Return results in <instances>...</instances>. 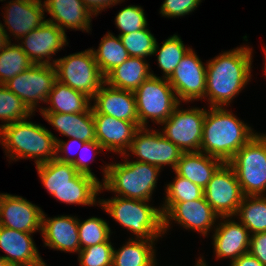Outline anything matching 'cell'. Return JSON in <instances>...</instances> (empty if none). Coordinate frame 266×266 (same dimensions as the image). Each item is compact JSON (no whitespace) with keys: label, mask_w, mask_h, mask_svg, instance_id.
Wrapping results in <instances>:
<instances>
[{"label":"cell","mask_w":266,"mask_h":266,"mask_svg":"<svg viewBox=\"0 0 266 266\" xmlns=\"http://www.w3.org/2000/svg\"><path fill=\"white\" fill-rule=\"evenodd\" d=\"M253 49L240 45L220 52L206 64L207 107H231L237 95L251 82Z\"/></svg>","instance_id":"cell-1"},{"label":"cell","mask_w":266,"mask_h":266,"mask_svg":"<svg viewBox=\"0 0 266 266\" xmlns=\"http://www.w3.org/2000/svg\"><path fill=\"white\" fill-rule=\"evenodd\" d=\"M258 132L227 107H209L203 122L200 152L228 163Z\"/></svg>","instance_id":"cell-2"},{"label":"cell","mask_w":266,"mask_h":266,"mask_svg":"<svg viewBox=\"0 0 266 266\" xmlns=\"http://www.w3.org/2000/svg\"><path fill=\"white\" fill-rule=\"evenodd\" d=\"M33 115L0 128V145L9 163L34 159L39 165L56 158L59 137L42 124L30 121Z\"/></svg>","instance_id":"cell-3"},{"label":"cell","mask_w":266,"mask_h":266,"mask_svg":"<svg viewBox=\"0 0 266 266\" xmlns=\"http://www.w3.org/2000/svg\"><path fill=\"white\" fill-rule=\"evenodd\" d=\"M121 156L123 161L102 166L100 194L107 190L115 193L114 196L151 201L162 170L154 165L132 160L134 158L130 160L125 154Z\"/></svg>","instance_id":"cell-4"},{"label":"cell","mask_w":266,"mask_h":266,"mask_svg":"<svg viewBox=\"0 0 266 266\" xmlns=\"http://www.w3.org/2000/svg\"><path fill=\"white\" fill-rule=\"evenodd\" d=\"M150 202L113 196L110 199L99 198L98 206L133 234L129 239L135 237V239L158 241L164 237L163 215L160 205L154 207Z\"/></svg>","instance_id":"cell-5"},{"label":"cell","mask_w":266,"mask_h":266,"mask_svg":"<svg viewBox=\"0 0 266 266\" xmlns=\"http://www.w3.org/2000/svg\"><path fill=\"white\" fill-rule=\"evenodd\" d=\"M228 164L244 196H266V133L255 134Z\"/></svg>","instance_id":"cell-6"},{"label":"cell","mask_w":266,"mask_h":266,"mask_svg":"<svg viewBox=\"0 0 266 266\" xmlns=\"http://www.w3.org/2000/svg\"><path fill=\"white\" fill-rule=\"evenodd\" d=\"M139 127H148L149 119L158 125L167 120L179 104L168 79L158 77L151 70V76L135 91Z\"/></svg>","instance_id":"cell-7"},{"label":"cell","mask_w":266,"mask_h":266,"mask_svg":"<svg viewBox=\"0 0 266 266\" xmlns=\"http://www.w3.org/2000/svg\"><path fill=\"white\" fill-rule=\"evenodd\" d=\"M54 67L57 81L83 93L91 100L105 82L91 47L57 58Z\"/></svg>","instance_id":"cell-8"},{"label":"cell","mask_w":266,"mask_h":266,"mask_svg":"<svg viewBox=\"0 0 266 266\" xmlns=\"http://www.w3.org/2000/svg\"><path fill=\"white\" fill-rule=\"evenodd\" d=\"M182 153L159 129L140 127L125 155L129 158L135 156V161L154 165L161 170L167 165L174 171Z\"/></svg>","instance_id":"cell-9"},{"label":"cell","mask_w":266,"mask_h":266,"mask_svg":"<svg viewBox=\"0 0 266 266\" xmlns=\"http://www.w3.org/2000/svg\"><path fill=\"white\" fill-rule=\"evenodd\" d=\"M56 81L54 65L33 64L4 86L18 96L32 113H36L42 110L43 106L39 104L46 103Z\"/></svg>","instance_id":"cell-10"},{"label":"cell","mask_w":266,"mask_h":266,"mask_svg":"<svg viewBox=\"0 0 266 266\" xmlns=\"http://www.w3.org/2000/svg\"><path fill=\"white\" fill-rule=\"evenodd\" d=\"M179 103L161 126L162 134L183 152H199L206 108L184 109Z\"/></svg>","instance_id":"cell-11"},{"label":"cell","mask_w":266,"mask_h":266,"mask_svg":"<svg viewBox=\"0 0 266 266\" xmlns=\"http://www.w3.org/2000/svg\"><path fill=\"white\" fill-rule=\"evenodd\" d=\"M219 220V215L212 209L205 197L193 201L175 203L163 215L164 236L171 229L174 222L183 229L199 233L208 237ZM172 221V222H171Z\"/></svg>","instance_id":"cell-12"},{"label":"cell","mask_w":266,"mask_h":266,"mask_svg":"<svg viewBox=\"0 0 266 266\" xmlns=\"http://www.w3.org/2000/svg\"><path fill=\"white\" fill-rule=\"evenodd\" d=\"M205 200L219 217L235 216L244 197L233 168L223 163L204 189Z\"/></svg>","instance_id":"cell-13"},{"label":"cell","mask_w":266,"mask_h":266,"mask_svg":"<svg viewBox=\"0 0 266 266\" xmlns=\"http://www.w3.org/2000/svg\"><path fill=\"white\" fill-rule=\"evenodd\" d=\"M206 66L192 48L181 59L168 78L179 103H189L205 98Z\"/></svg>","instance_id":"cell-14"},{"label":"cell","mask_w":266,"mask_h":266,"mask_svg":"<svg viewBox=\"0 0 266 266\" xmlns=\"http://www.w3.org/2000/svg\"><path fill=\"white\" fill-rule=\"evenodd\" d=\"M17 44L34 64L54 65L57 59L52 57L69 43L64 31L57 25L45 21L18 40Z\"/></svg>","instance_id":"cell-15"},{"label":"cell","mask_w":266,"mask_h":266,"mask_svg":"<svg viewBox=\"0 0 266 266\" xmlns=\"http://www.w3.org/2000/svg\"><path fill=\"white\" fill-rule=\"evenodd\" d=\"M3 1L6 0H0V2ZM4 5L6 6H4L5 13L2 11L4 23L1 22V24L10 42L11 37H14L18 42L46 21L42 0H8Z\"/></svg>","instance_id":"cell-16"},{"label":"cell","mask_w":266,"mask_h":266,"mask_svg":"<svg viewBox=\"0 0 266 266\" xmlns=\"http://www.w3.org/2000/svg\"><path fill=\"white\" fill-rule=\"evenodd\" d=\"M41 207L19 195L0 193V226L41 234Z\"/></svg>","instance_id":"cell-17"},{"label":"cell","mask_w":266,"mask_h":266,"mask_svg":"<svg viewBox=\"0 0 266 266\" xmlns=\"http://www.w3.org/2000/svg\"><path fill=\"white\" fill-rule=\"evenodd\" d=\"M234 216L219 217L212 232L213 253L217 260L229 258L230 263L249 252V230Z\"/></svg>","instance_id":"cell-18"},{"label":"cell","mask_w":266,"mask_h":266,"mask_svg":"<svg viewBox=\"0 0 266 266\" xmlns=\"http://www.w3.org/2000/svg\"><path fill=\"white\" fill-rule=\"evenodd\" d=\"M96 141L107 152L124 155L129 150L135 132L140 128L135 122L99 114L92 108Z\"/></svg>","instance_id":"cell-19"},{"label":"cell","mask_w":266,"mask_h":266,"mask_svg":"<svg viewBox=\"0 0 266 266\" xmlns=\"http://www.w3.org/2000/svg\"><path fill=\"white\" fill-rule=\"evenodd\" d=\"M41 236L44 246L54 251L76 253L80 251L78 216L47 217L42 213Z\"/></svg>","instance_id":"cell-20"},{"label":"cell","mask_w":266,"mask_h":266,"mask_svg":"<svg viewBox=\"0 0 266 266\" xmlns=\"http://www.w3.org/2000/svg\"><path fill=\"white\" fill-rule=\"evenodd\" d=\"M33 234L0 226V249L6 255H1L14 266L47 265L40 256L33 239Z\"/></svg>","instance_id":"cell-21"},{"label":"cell","mask_w":266,"mask_h":266,"mask_svg":"<svg viewBox=\"0 0 266 266\" xmlns=\"http://www.w3.org/2000/svg\"><path fill=\"white\" fill-rule=\"evenodd\" d=\"M46 21L57 25L65 33L67 29L90 33L92 19L96 17L82 0H44Z\"/></svg>","instance_id":"cell-22"},{"label":"cell","mask_w":266,"mask_h":266,"mask_svg":"<svg viewBox=\"0 0 266 266\" xmlns=\"http://www.w3.org/2000/svg\"><path fill=\"white\" fill-rule=\"evenodd\" d=\"M91 101H93L92 108L97 113L135 122L139 126L133 91L115 88L104 82Z\"/></svg>","instance_id":"cell-23"},{"label":"cell","mask_w":266,"mask_h":266,"mask_svg":"<svg viewBox=\"0 0 266 266\" xmlns=\"http://www.w3.org/2000/svg\"><path fill=\"white\" fill-rule=\"evenodd\" d=\"M62 136L82 142L96 141L92 106L84 113H40Z\"/></svg>","instance_id":"cell-24"},{"label":"cell","mask_w":266,"mask_h":266,"mask_svg":"<svg viewBox=\"0 0 266 266\" xmlns=\"http://www.w3.org/2000/svg\"><path fill=\"white\" fill-rule=\"evenodd\" d=\"M223 164L203 152H183L173 172L205 189L212 175Z\"/></svg>","instance_id":"cell-25"},{"label":"cell","mask_w":266,"mask_h":266,"mask_svg":"<svg viewBox=\"0 0 266 266\" xmlns=\"http://www.w3.org/2000/svg\"><path fill=\"white\" fill-rule=\"evenodd\" d=\"M101 182L89 175L78 173L65 187L52 196L61 203L71 205H99Z\"/></svg>","instance_id":"cell-26"},{"label":"cell","mask_w":266,"mask_h":266,"mask_svg":"<svg viewBox=\"0 0 266 266\" xmlns=\"http://www.w3.org/2000/svg\"><path fill=\"white\" fill-rule=\"evenodd\" d=\"M151 67L144 58L130 56L105 76V83L122 90L135 91L151 76Z\"/></svg>","instance_id":"cell-27"},{"label":"cell","mask_w":266,"mask_h":266,"mask_svg":"<svg viewBox=\"0 0 266 266\" xmlns=\"http://www.w3.org/2000/svg\"><path fill=\"white\" fill-rule=\"evenodd\" d=\"M46 104L49 106H44L40 113L71 114L86 112L92 106V101L83 93L56 81Z\"/></svg>","instance_id":"cell-28"},{"label":"cell","mask_w":266,"mask_h":266,"mask_svg":"<svg viewBox=\"0 0 266 266\" xmlns=\"http://www.w3.org/2000/svg\"><path fill=\"white\" fill-rule=\"evenodd\" d=\"M155 242L128 238L122 247L114 248L112 266H157Z\"/></svg>","instance_id":"cell-29"},{"label":"cell","mask_w":266,"mask_h":266,"mask_svg":"<svg viewBox=\"0 0 266 266\" xmlns=\"http://www.w3.org/2000/svg\"><path fill=\"white\" fill-rule=\"evenodd\" d=\"M91 49L100 72L104 77L130 57L119 35L115 36L110 31L101 38L97 49L92 47Z\"/></svg>","instance_id":"cell-30"},{"label":"cell","mask_w":266,"mask_h":266,"mask_svg":"<svg viewBox=\"0 0 266 266\" xmlns=\"http://www.w3.org/2000/svg\"><path fill=\"white\" fill-rule=\"evenodd\" d=\"M38 177L40 178L43 188L52 196L59 189L65 187L78 174L72 163L61 162L52 159L36 165Z\"/></svg>","instance_id":"cell-31"},{"label":"cell","mask_w":266,"mask_h":266,"mask_svg":"<svg viewBox=\"0 0 266 266\" xmlns=\"http://www.w3.org/2000/svg\"><path fill=\"white\" fill-rule=\"evenodd\" d=\"M234 217L251 235L266 232V196H244Z\"/></svg>","instance_id":"cell-32"},{"label":"cell","mask_w":266,"mask_h":266,"mask_svg":"<svg viewBox=\"0 0 266 266\" xmlns=\"http://www.w3.org/2000/svg\"><path fill=\"white\" fill-rule=\"evenodd\" d=\"M183 42L180 35L173 34L165 39L161 46L158 42L156 43L153 56H157V65L163 72L162 78L168 79L181 59L191 49V47H186Z\"/></svg>","instance_id":"cell-33"},{"label":"cell","mask_w":266,"mask_h":266,"mask_svg":"<svg viewBox=\"0 0 266 266\" xmlns=\"http://www.w3.org/2000/svg\"><path fill=\"white\" fill-rule=\"evenodd\" d=\"M33 64L18 44L9 42L0 50V85H4Z\"/></svg>","instance_id":"cell-34"},{"label":"cell","mask_w":266,"mask_h":266,"mask_svg":"<svg viewBox=\"0 0 266 266\" xmlns=\"http://www.w3.org/2000/svg\"><path fill=\"white\" fill-rule=\"evenodd\" d=\"M172 182L165 184V197L161 207L162 215H164L175 203L193 201L204 197V189L185 179L175 172Z\"/></svg>","instance_id":"cell-35"},{"label":"cell","mask_w":266,"mask_h":266,"mask_svg":"<svg viewBox=\"0 0 266 266\" xmlns=\"http://www.w3.org/2000/svg\"><path fill=\"white\" fill-rule=\"evenodd\" d=\"M78 232L80 250L108 241L113 233L107 220L95 216L85 220L78 218Z\"/></svg>","instance_id":"cell-36"},{"label":"cell","mask_w":266,"mask_h":266,"mask_svg":"<svg viewBox=\"0 0 266 266\" xmlns=\"http://www.w3.org/2000/svg\"><path fill=\"white\" fill-rule=\"evenodd\" d=\"M32 114L18 96L4 85H0V128L26 119Z\"/></svg>","instance_id":"cell-37"},{"label":"cell","mask_w":266,"mask_h":266,"mask_svg":"<svg viewBox=\"0 0 266 266\" xmlns=\"http://www.w3.org/2000/svg\"><path fill=\"white\" fill-rule=\"evenodd\" d=\"M119 37L129 56L146 59L154 54L157 39L147 27Z\"/></svg>","instance_id":"cell-38"},{"label":"cell","mask_w":266,"mask_h":266,"mask_svg":"<svg viewBox=\"0 0 266 266\" xmlns=\"http://www.w3.org/2000/svg\"><path fill=\"white\" fill-rule=\"evenodd\" d=\"M119 35L142 30L149 25L144 13V9L138 5H129L118 11L114 18Z\"/></svg>","instance_id":"cell-39"},{"label":"cell","mask_w":266,"mask_h":266,"mask_svg":"<svg viewBox=\"0 0 266 266\" xmlns=\"http://www.w3.org/2000/svg\"><path fill=\"white\" fill-rule=\"evenodd\" d=\"M114 246L110 239L78 252L79 266H112Z\"/></svg>","instance_id":"cell-40"},{"label":"cell","mask_w":266,"mask_h":266,"mask_svg":"<svg viewBox=\"0 0 266 266\" xmlns=\"http://www.w3.org/2000/svg\"><path fill=\"white\" fill-rule=\"evenodd\" d=\"M103 151L105 150L98 141L84 142L79 151L80 154H78L77 158L72 162V165L76 168L78 173L89 175L99 181L100 179H98L94 172H92V169H90L89 162L92 163L96 155ZM89 152H91V154ZM92 153L94 154L93 156Z\"/></svg>","instance_id":"cell-41"},{"label":"cell","mask_w":266,"mask_h":266,"mask_svg":"<svg viewBox=\"0 0 266 266\" xmlns=\"http://www.w3.org/2000/svg\"><path fill=\"white\" fill-rule=\"evenodd\" d=\"M202 0H164L159 13L165 18H179L191 14Z\"/></svg>","instance_id":"cell-42"},{"label":"cell","mask_w":266,"mask_h":266,"mask_svg":"<svg viewBox=\"0 0 266 266\" xmlns=\"http://www.w3.org/2000/svg\"><path fill=\"white\" fill-rule=\"evenodd\" d=\"M83 144L84 142L76 138H69L67 142L62 139H58L56 147V159L61 162L72 163L77 158V155L79 154L77 151H80L79 149H81ZM74 149H76V151Z\"/></svg>","instance_id":"cell-43"},{"label":"cell","mask_w":266,"mask_h":266,"mask_svg":"<svg viewBox=\"0 0 266 266\" xmlns=\"http://www.w3.org/2000/svg\"><path fill=\"white\" fill-rule=\"evenodd\" d=\"M249 253L266 266V232L251 235Z\"/></svg>","instance_id":"cell-44"},{"label":"cell","mask_w":266,"mask_h":266,"mask_svg":"<svg viewBox=\"0 0 266 266\" xmlns=\"http://www.w3.org/2000/svg\"><path fill=\"white\" fill-rule=\"evenodd\" d=\"M84 5L97 17L107 8L121 4L125 0H82Z\"/></svg>","instance_id":"cell-45"},{"label":"cell","mask_w":266,"mask_h":266,"mask_svg":"<svg viewBox=\"0 0 266 266\" xmlns=\"http://www.w3.org/2000/svg\"><path fill=\"white\" fill-rule=\"evenodd\" d=\"M229 266H264L256 257L249 252L241 255L238 259L231 262Z\"/></svg>","instance_id":"cell-46"},{"label":"cell","mask_w":266,"mask_h":266,"mask_svg":"<svg viewBox=\"0 0 266 266\" xmlns=\"http://www.w3.org/2000/svg\"><path fill=\"white\" fill-rule=\"evenodd\" d=\"M9 39L7 34L5 33L4 28L2 27L1 20H0V50L5 47L9 43Z\"/></svg>","instance_id":"cell-47"},{"label":"cell","mask_w":266,"mask_h":266,"mask_svg":"<svg viewBox=\"0 0 266 266\" xmlns=\"http://www.w3.org/2000/svg\"><path fill=\"white\" fill-rule=\"evenodd\" d=\"M196 264L194 266H208L206 260L204 259V257L199 256L197 261L195 262Z\"/></svg>","instance_id":"cell-48"},{"label":"cell","mask_w":266,"mask_h":266,"mask_svg":"<svg viewBox=\"0 0 266 266\" xmlns=\"http://www.w3.org/2000/svg\"><path fill=\"white\" fill-rule=\"evenodd\" d=\"M0 266H14L4 258H0Z\"/></svg>","instance_id":"cell-49"},{"label":"cell","mask_w":266,"mask_h":266,"mask_svg":"<svg viewBox=\"0 0 266 266\" xmlns=\"http://www.w3.org/2000/svg\"><path fill=\"white\" fill-rule=\"evenodd\" d=\"M263 49H264V55H265V56H264V59H265L264 62H265V63H264V68H263V69H264V74H265V77H266V48H265V46H264Z\"/></svg>","instance_id":"cell-50"}]
</instances>
